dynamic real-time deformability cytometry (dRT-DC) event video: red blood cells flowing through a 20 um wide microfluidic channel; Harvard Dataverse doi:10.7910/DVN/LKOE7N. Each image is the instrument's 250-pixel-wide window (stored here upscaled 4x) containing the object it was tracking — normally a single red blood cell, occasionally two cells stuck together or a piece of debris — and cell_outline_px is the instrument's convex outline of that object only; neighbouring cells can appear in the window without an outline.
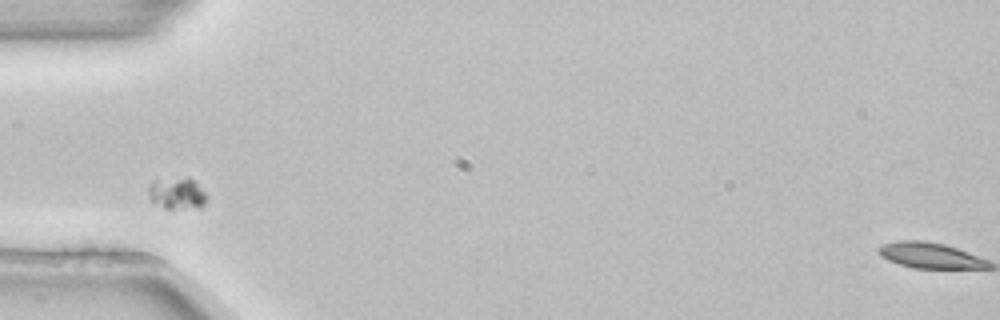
{"species": "common noctule bat (a hibernating species)", "species_latin": "Nyctalus noctula", "temperature_condition": "room temperature", "stored_images_in_passage": 2, "camera_frame_rate_fps": 3000, "um_per_image_px": 0.085, "animal": {"sex": "female", "body_mass_g": 22.7, "forearm_length_mm": 54.2}, "frame": {"image": 1, "passage_image": 1, "time_ms": 0.0, "image_size_px": [1000, 320], "cell_outline_px": [[208, 200], [200, 208], [164, 208], [148, 200], [148, 184], [152, 180], [188, 176], [208, 196]], "centroid_in_image_um": [15.0, 16.43], "position_along_channel_um": 70.0, "area_um2": 11.04}}